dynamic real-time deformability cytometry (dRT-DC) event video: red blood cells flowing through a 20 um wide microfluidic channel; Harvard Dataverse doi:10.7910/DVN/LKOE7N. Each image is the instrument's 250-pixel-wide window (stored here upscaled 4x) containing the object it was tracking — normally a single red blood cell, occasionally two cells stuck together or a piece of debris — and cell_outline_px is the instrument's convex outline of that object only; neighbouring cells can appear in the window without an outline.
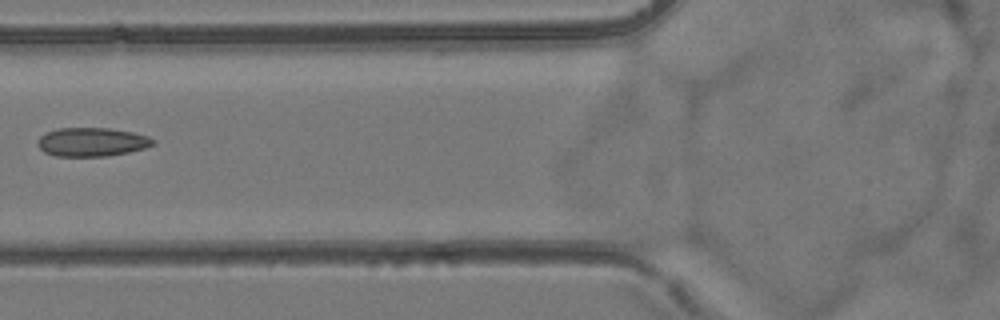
{"species": "common noctule bat (a hibernating species)", "species_latin": "Nyctalus noctula", "temperature_condition": "room temperature", "stored_images_in_passage": 2, "camera_frame_rate_fps": 3000, "um_per_image_px": 0.085, "animal": {"sex": "female", "body_mass_g": 24.6, "forearm_length_mm": 56.2}, "frame": {"image": 1, "passage_image": 2, "time_ms": 1.0, "image_size_px": [1000, 320], "cell_outline_px": [[156, 144], [144, 148], [128, 152], [108, 156], [56, 156], [44, 152], [36, 144], [36, 140], [40, 136], [56, 128], [108, 128], [132, 132], [148, 136], [156, 140]], "centroid_in_image_um": [7.8, 12.07], "position_along_channel_um": 118.0, "area_um2": 19.42}}